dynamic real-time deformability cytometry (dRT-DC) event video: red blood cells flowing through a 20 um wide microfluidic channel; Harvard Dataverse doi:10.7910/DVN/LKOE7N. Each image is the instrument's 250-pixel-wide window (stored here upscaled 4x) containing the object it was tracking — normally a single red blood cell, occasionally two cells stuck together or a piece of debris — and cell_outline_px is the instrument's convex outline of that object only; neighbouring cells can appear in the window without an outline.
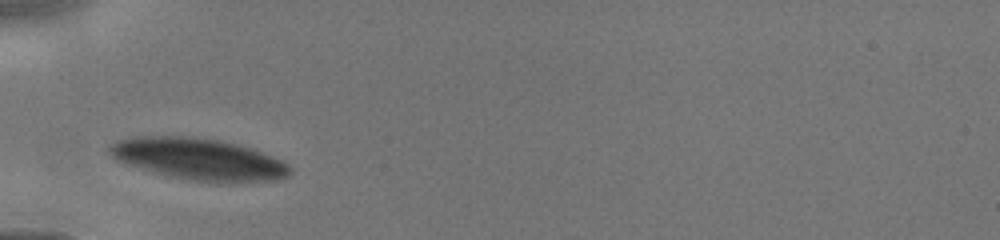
{"species": "human", "species_latin": "Homo sapiens", "temperature_condition": "cold", "stored_images_in_passage": 19, "camera_frame_rate_fps": 3000, "um_per_image_px": 0.085, "donor": {"sex": "male"}, "frame": {"image": 1, "passage_image": 1, "time_ms": 0.0, "image_size_px": [1000, 240], "cell_outline_px": [[292, 172], [288, 176], [276, 180], [192, 180], [144, 168], [120, 160], [112, 156], [108, 152], [108, 144], [116, 140], [132, 136], [188, 136], [220, 140], [252, 148], [272, 156], [288, 164]], "centroid_in_image_um": [16.88, 13.46], "position_along_channel_um": 68.1, "area_um2": 42.37}}
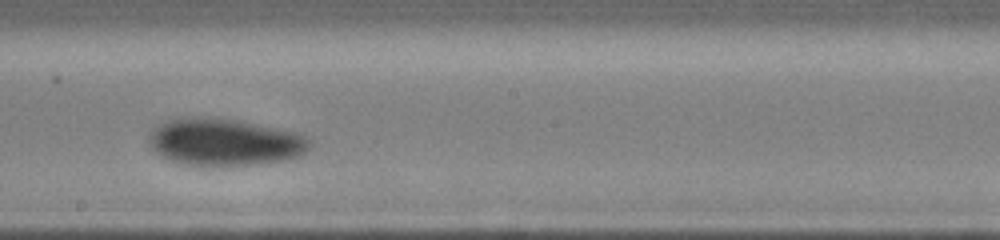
{"frame": {"image": 2, "passage_image": 10, "time_ms": 3.667, "image_size_px": [1000, 240], "cell_outline_px": [[312, 144], [300, 156], [284, 160], [260, 164], [184, 164], [172, 160], [156, 152], [152, 148], [148, 140], [148, 136], [152, 128], [168, 120], [188, 116], [204, 116], [240, 120], [296, 132], [304, 136]], "centroid_in_image_um": [19.08, 12.04], "position_along_channel_um": 229.1, "area_um2": 43.87}}
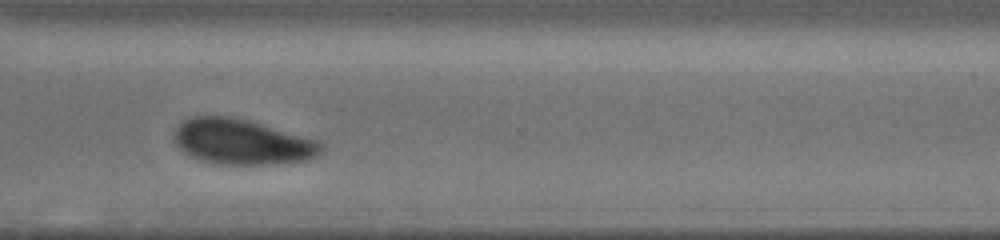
{"frame": {"image": 3, "passage_image": 16, "time_ms": 6.333, "image_size_px": [1000, 240], "cell_outline_px": [[324, 148], [316, 156], [304, 160], [272, 164], [220, 164], [200, 160], [188, 156], [176, 144], [176, 128], [184, 120], [192, 116], [232, 116], [248, 120], [316, 140], [324, 144]], "centroid_in_image_um": [20.55, 12.06], "position_along_channel_um": 350.0, "area_um2": 38.44}}